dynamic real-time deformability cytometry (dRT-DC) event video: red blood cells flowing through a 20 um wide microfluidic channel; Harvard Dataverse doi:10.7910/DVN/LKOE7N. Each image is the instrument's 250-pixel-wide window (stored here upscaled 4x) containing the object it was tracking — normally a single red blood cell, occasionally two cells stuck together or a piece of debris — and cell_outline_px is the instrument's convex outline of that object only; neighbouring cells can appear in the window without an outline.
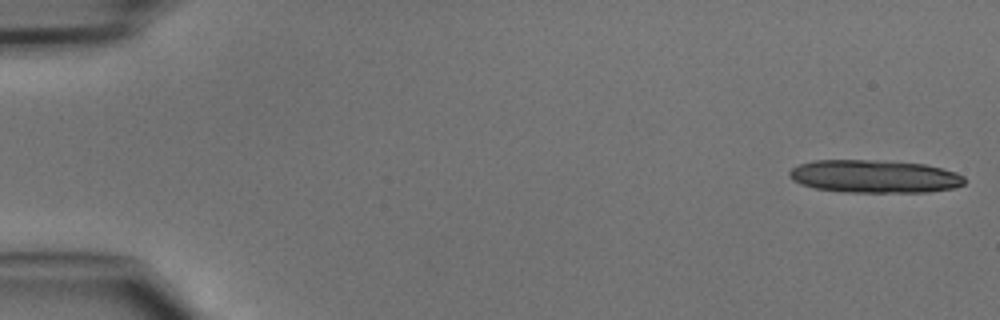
{"species": "common noctule bat (a hibernating species)", "species_latin": "Nyctalus noctula", "temperature_condition": "cold", "stored_images_in_passage": 17, "camera_frame_rate_fps": 3000, "um_per_image_px": 0.085, "animal": {"sex": "male", "body_mass_g": 15.6}, "frame": {"image": 1, "passage_image": 1, "time_ms": 0.0, "image_size_px": [1000, 320], "cell_outline_px": [[964, 184], [956, 188], [928, 192], [844, 192], [816, 188], [800, 184], [792, 180], [788, 176], [788, 172], [792, 168], [800, 164], [812, 160], [876, 160], [924, 164], [956, 172], [964, 176]], "centroid_in_image_um": [74.32, 15.0], "position_along_channel_um": 10.7, "area_um2": 33.7}}
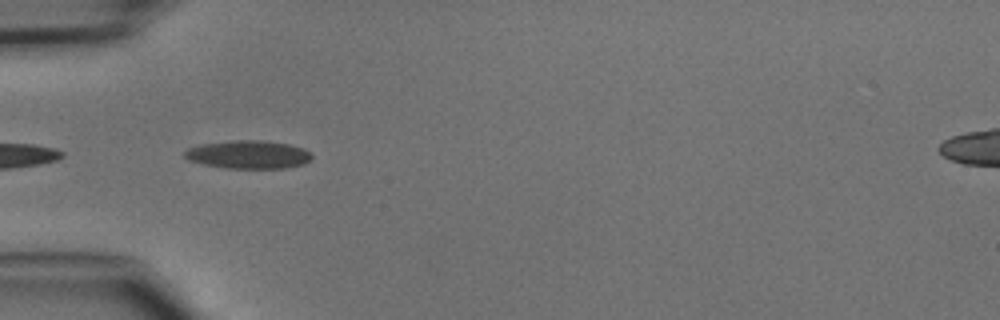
{"frame": {"image": 2, "passage_image": 15, "time_ms": 4.667, "image_size_px": [1000, 320], "cell_outline_px": [[312, 156], [304, 164], [288, 168], [224, 168], [204, 164], [188, 160], [184, 156], [184, 152], [188, 148], [200, 144], [236, 140], [260, 140], [288, 144], [304, 148]], "centroid_in_image_um": [21.09, 13.14], "position_along_channel_um": 63.9, "area_um2": 20.81}}